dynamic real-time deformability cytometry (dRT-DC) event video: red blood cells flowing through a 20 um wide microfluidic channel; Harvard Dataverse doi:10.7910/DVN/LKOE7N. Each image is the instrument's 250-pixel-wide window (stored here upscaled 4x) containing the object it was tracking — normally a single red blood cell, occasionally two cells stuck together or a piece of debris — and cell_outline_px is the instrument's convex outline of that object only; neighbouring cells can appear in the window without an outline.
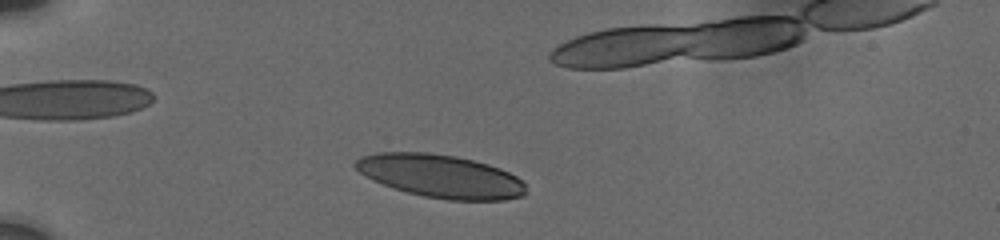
{"species": "human", "species_latin": "Homo sapiens", "temperature_condition": "cold", "stored_images_in_passage": 57, "camera_frame_rate_fps": 3000, "um_per_image_px": 0.085, "donor": {"sex": "male"}, "frame": {"image": 1, "passage_image": 11, "time_ms": 1.667, "image_size_px": [1000, 240], "cell_outline_px": [[524, 196], [504, 200], [448, 200], [424, 196], [408, 192], [384, 184], [360, 172], [352, 164], [360, 156], [376, 152], [428, 152], [456, 156], [488, 164], [500, 168], [516, 176], [524, 184]], "centroid_in_image_um": [37.45, 14.96], "position_along_channel_um": 47.5, "area_um2": 42.48}}
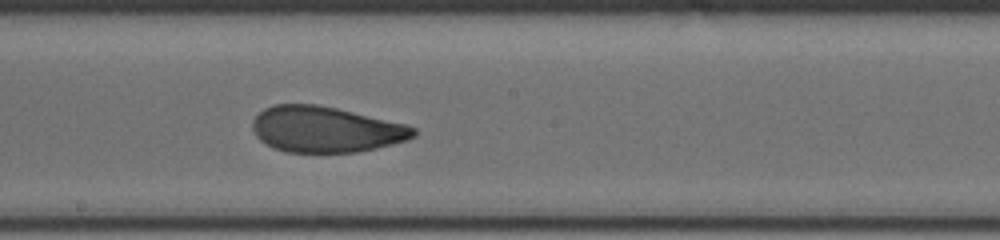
{"frame": {"image": 2, "passage_image": 33, "time_ms": 7.333, "image_size_px": [1000, 240], "cell_outline_px": [[416, 136], [408, 140], [376, 148], [356, 152], [284, 152], [272, 148], [260, 140], [256, 136], [252, 128], [252, 120], [264, 108], [272, 104], [316, 104], [336, 108], [404, 124], [416, 128]], "centroid_in_image_um": [27.65, 11.0], "position_along_channel_um": 220.6, "area_um2": 43.0}}
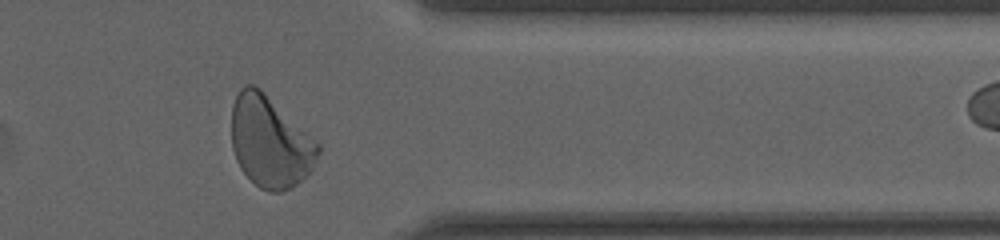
{"frame": {"image": 3, "passage_image": 52, "time_ms": 12.0, "image_size_px": [1000, 240], "cell_outline_px": [[320, 152], [312, 168], [292, 188], [280, 192], [268, 192], [260, 188], [240, 168], [236, 160], [232, 148], [232, 104], [240, 88], [244, 84], [252, 84], [260, 88], [316, 140], [320, 144]], "centroid_in_image_um": [22.94, 12.05], "position_along_channel_um": 388.5, "area_um2": 45.89}}